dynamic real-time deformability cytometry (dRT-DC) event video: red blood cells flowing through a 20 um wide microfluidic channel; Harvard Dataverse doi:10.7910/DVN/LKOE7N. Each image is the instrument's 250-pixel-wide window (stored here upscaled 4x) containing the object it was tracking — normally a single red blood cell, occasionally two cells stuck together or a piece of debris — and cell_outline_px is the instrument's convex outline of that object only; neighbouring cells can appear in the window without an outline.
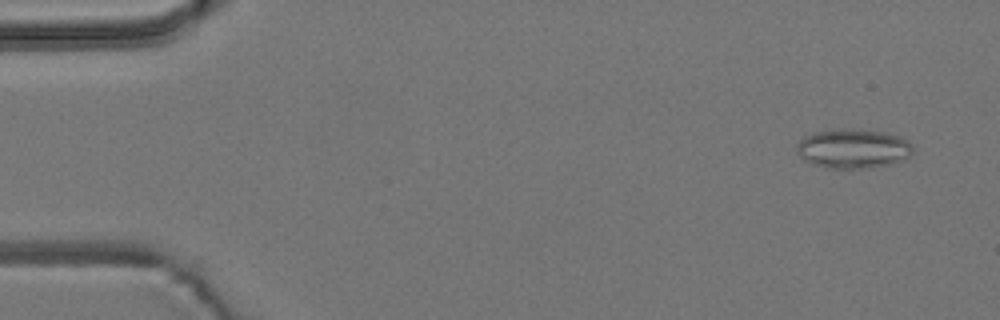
{"species": "common noctule bat (a hibernating species)", "species_latin": "Nyctalus noctula", "temperature_condition": "room temperature", "stored_images_in_passage": 4, "camera_frame_rate_fps": 3000, "um_per_image_px": 0.085, "animal": {"sex": "male", "body_mass_g": 19.2, "forearm_length_mm": 51.8}, "frame": {"image": 1, "passage_image": 1, "time_ms": 0.0, "image_size_px": [1000, 320], "cell_outline_px": [[912, 152], [904, 160], [892, 164], [868, 168], [828, 168], [812, 164], [804, 160], [796, 152], [796, 144], [804, 136], [812, 132], [832, 128], [836, 128], [884, 132], [900, 136], [908, 140], [912, 144]], "centroid_in_image_um": [72.48, 12.63], "position_along_channel_um": 12.5, "area_um2": 26.99}}
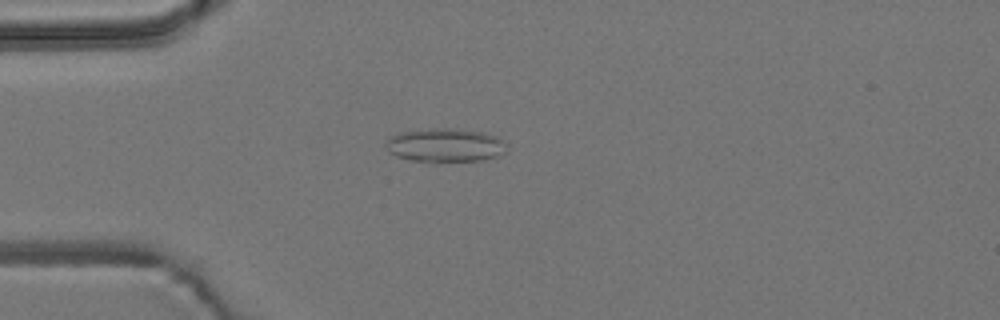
{"frame": {"image": 2, "passage_image": 4, "time_ms": 3.667, "image_size_px": [1000, 320], "cell_outline_px": [[508, 144], [504, 152], [500, 156], [480, 160], [436, 164], [432, 164], [412, 160], [396, 156], [388, 152], [384, 144], [388, 136], [400, 132], [428, 128], [460, 128], [484, 132], [496, 136]], "centroid_in_image_um": [37.81, 12.36], "position_along_channel_um": 47.2, "area_um2": 24.8}}